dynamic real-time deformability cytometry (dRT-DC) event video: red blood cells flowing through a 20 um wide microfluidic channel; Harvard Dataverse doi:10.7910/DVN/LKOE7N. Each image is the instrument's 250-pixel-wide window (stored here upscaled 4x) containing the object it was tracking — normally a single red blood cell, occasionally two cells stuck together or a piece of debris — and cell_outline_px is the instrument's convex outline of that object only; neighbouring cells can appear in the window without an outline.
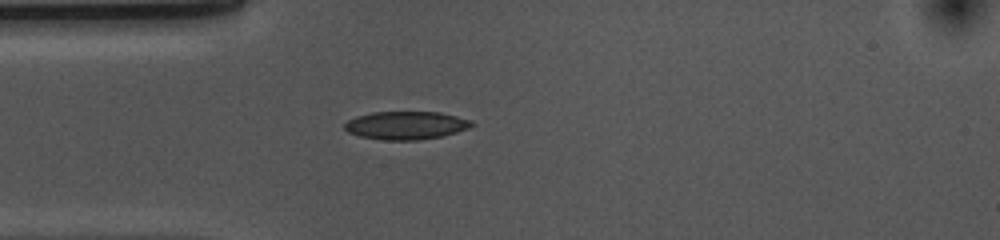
{"species": "common noctule bat (a hibernating species)", "species_latin": "Nyctalus noctula", "temperature_condition": "cold", "stored_images_in_passage": 41, "camera_frame_rate_fps": 3000, "um_per_image_px": 0.085, "animal": {"sex": "female", "body_mass_g": 10.0, "forearm_length_mm": 53.1}, "frame": {"image": 1, "passage_image": 1, "time_ms": 0.0, "image_size_px": [1000, 240], "cell_outline_px": [[476, 124], [468, 128], [456, 132], [440, 136], [420, 140], [384, 140], [360, 136], [348, 132], [344, 128], [344, 124], [348, 120], [356, 116], [372, 112], [440, 112], [472, 120]], "centroid_in_image_um": [34.51, 10.65], "position_along_channel_um": 50.5, "area_um2": 20.81}}
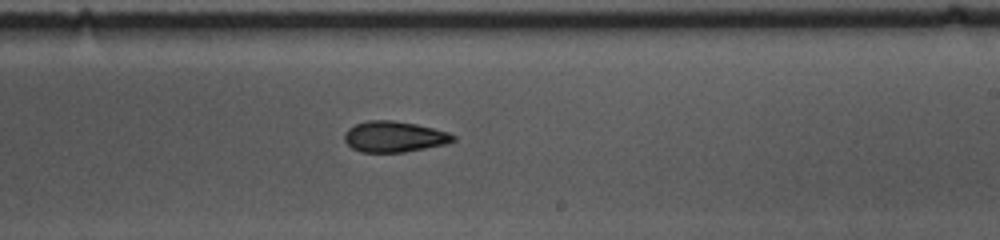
{"frame": {"image": 2, "passage_image": 18, "time_ms": 5.667, "image_size_px": [1000, 240], "cell_outline_px": [[456, 140], [448, 144], [404, 152], [360, 152], [352, 148], [344, 140], [344, 132], [348, 128], [356, 124], [368, 120], [392, 120], [416, 124], [448, 132], [456, 136]], "centroid_in_image_um": [33.51, 11.62], "position_along_channel_um": 255.5, "area_um2": 19.65}}
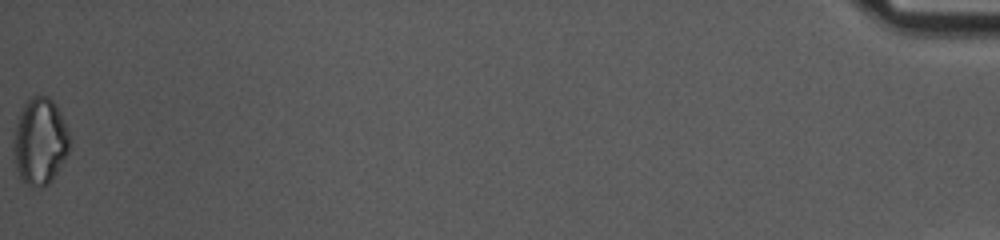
{"frame": {"image": 3, "passage_image": 41, "time_ms": 13.333, "image_size_px": [1000, 240], "cell_outline_px": [[68, 152], [56, 172], [48, 184], [32, 188], [20, 180], [16, 168], [12, 152], [12, 144], [16, 124], [20, 112], [24, 104], [32, 96], [48, 96], [52, 100], [60, 112], [64, 120], [68, 132]], "centroid_in_image_um": [3.35, 12.03], "position_along_channel_um": 431.9, "area_um2": 28.21}, "authors_computed_cell_mechanics": {"area_um2": 20.1722, "velocity_mm_per_s": 3.6985, "shape_relaxation_time_tau1_ms": 6.4855, "shape_relaxation_time_tau2_ms": null, "deformation_change_tau1": 0.1346, "deformation_change_tau2": null}}